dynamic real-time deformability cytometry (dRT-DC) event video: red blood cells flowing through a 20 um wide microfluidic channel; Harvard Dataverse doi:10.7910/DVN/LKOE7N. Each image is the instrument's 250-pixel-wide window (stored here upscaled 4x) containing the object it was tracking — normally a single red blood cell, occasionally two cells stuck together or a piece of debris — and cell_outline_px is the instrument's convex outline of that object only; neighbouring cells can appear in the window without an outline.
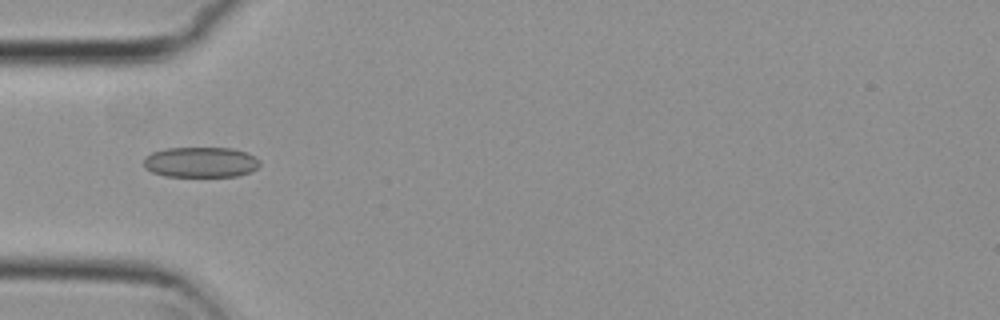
{"species": "common noctule bat (a hibernating species)", "species_latin": "Nyctalus noctula", "temperature_condition": "cold", "stored_images_in_passage": 4, "camera_frame_rate_fps": 3000, "um_per_image_px": 0.085, "animal": {"sex": "female", "body_mass_g": 29.2, "forearm_length_mm": 56.3}, "frame": {"image": 1, "passage_image": 3, "time_ms": 0.667, "image_size_px": [1000, 320], "cell_outline_px": [[260, 164], [256, 168], [248, 172], [236, 176], [164, 176], [152, 172], [144, 168], [144, 156], [152, 152], [168, 148], [232, 148], [248, 152], [256, 156], [260, 160]], "centroid_in_image_um": [17.05, 13.78], "position_along_channel_um": 67.9, "area_um2": 20.69}}
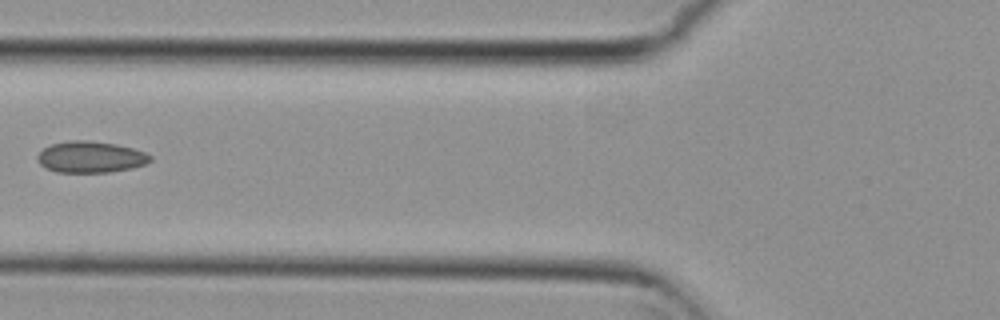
{"frame": {"image": 2, "passage_image": 4, "time_ms": 1.0, "image_size_px": [1000, 320], "cell_outline_px": [[152, 160], [144, 164], [132, 168], [112, 172], [56, 172], [44, 168], [40, 164], [36, 156], [44, 148], [52, 144], [72, 140], [88, 140], [116, 144], [132, 148], [144, 152], [152, 156]], "centroid_in_image_um": [7.69, 13.35], "position_along_channel_um": 118.1, "area_um2": 20.63}}